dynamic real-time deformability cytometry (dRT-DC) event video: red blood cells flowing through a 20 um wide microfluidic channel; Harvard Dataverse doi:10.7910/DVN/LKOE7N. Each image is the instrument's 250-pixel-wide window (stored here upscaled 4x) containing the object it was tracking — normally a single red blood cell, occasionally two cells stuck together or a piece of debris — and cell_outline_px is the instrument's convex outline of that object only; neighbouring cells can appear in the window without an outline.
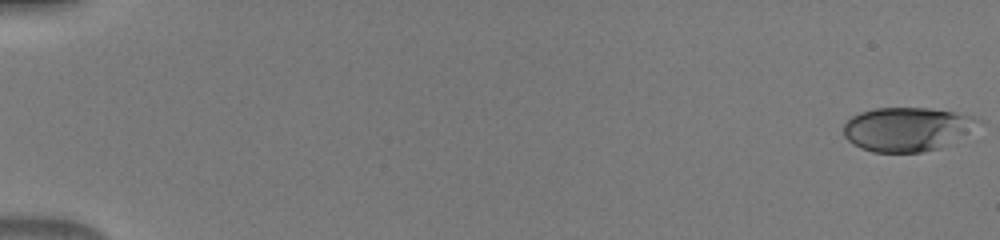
{"species": "human", "species_latin": "Homo sapiens", "temperature_condition": "warm", "stored_images_in_passage": 50, "camera_frame_rate_fps": 3000, "um_per_image_px": 0.085, "donor": {"sex": "male"}, "frame": {"image": 1, "passage_image": 1, "time_ms": 0.0, "image_size_px": [1000, 240], "cell_outline_px": [[980, 120], [964, 132], [940, 148], [920, 152], [872, 152], [860, 148], [852, 144], [844, 136], [844, 124], [852, 116], [860, 112], [872, 108], [928, 108], [952, 112], [972, 116]], "centroid_in_image_um": [76.95, 10.97], "position_along_channel_um": 8.0, "area_um2": 33.64}}
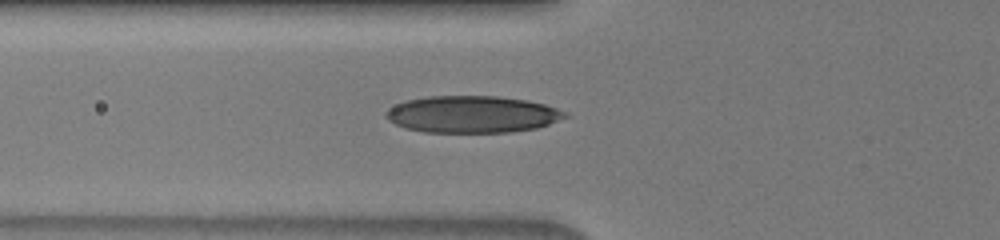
{"frame": {"image": 2, "passage_image": 20, "time_ms": 6.333, "image_size_px": [1000, 240], "cell_outline_px": [[572, 116], [536, 128], [512, 132], [424, 132], [404, 128], [388, 120], [384, 116], [384, 112], [388, 108], [396, 104], [408, 100], [428, 96], [496, 96], [528, 100], [544, 104], [568, 112]], "centroid_in_image_um": [40.15, 9.72], "position_along_channel_um": 85.6, "area_um2": 38.78}}
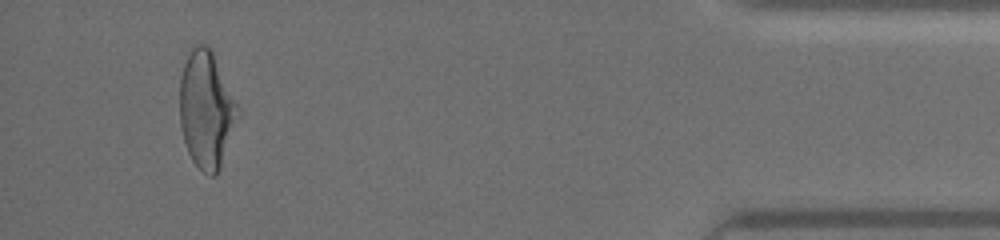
{"frame": {"image": 3, "passage_image": 48, "time_ms": 15.667, "image_size_px": [1000, 240], "cell_outline_px": [[240, 112], [220, 164], [216, 172], [212, 176], [208, 176], [192, 160], [188, 152], [184, 140], [180, 124], [180, 80], [184, 64], [192, 48], [196, 44], [204, 44], [212, 52], [240, 104]], "centroid_in_image_um": [17.55, 9.28], "position_along_channel_um": 417.7, "area_um2": 39.13}}